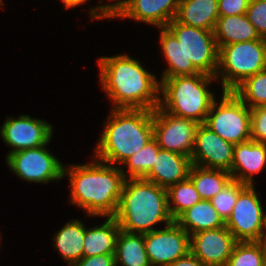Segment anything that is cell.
<instances>
[{
    "label": "cell",
    "instance_id": "25",
    "mask_svg": "<svg viewBox=\"0 0 266 266\" xmlns=\"http://www.w3.org/2000/svg\"><path fill=\"white\" fill-rule=\"evenodd\" d=\"M189 178L198 191L200 198L210 201L232 180V175L226 170L204 168L192 164Z\"/></svg>",
    "mask_w": 266,
    "mask_h": 266
},
{
    "label": "cell",
    "instance_id": "30",
    "mask_svg": "<svg viewBox=\"0 0 266 266\" xmlns=\"http://www.w3.org/2000/svg\"><path fill=\"white\" fill-rule=\"evenodd\" d=\"M247 186L237 180H231L222 191L217 193L210 201L220 217L226 222L237 202L239 193Z\"/></svg>",
    "mask_w": 266,
    "mask_h": 266
},
{
    "label": "cell",
    "instance_id": "7",
    "mask_svg": "<svg viewBox=\"0 0 266 266\" xmlns=\"http://www.w3.org/2000/svg\"><path fill=\"white\" fill-rule=\"evenodd\" d=\"M218 70L223 91H232L244 79L266 69V39L218 46Z\"/></svg>",
    "mask_w": 266,
    "mask_h": 266
},
{
    "label": "cell",
    "instance_id": "37",
    "mask_svg": "<svg viewBox=\"0 0 266 266\" xmlns=\"http://www.w3.org/2000/svg\"><path fill=\"white\" fill-rule=\"evenodd\" d=\"M265 213L266 212H264V215H263V225H262L261 241L266 245V234L264 232V230L266 229V214Z\"/></svg>",
    "mask_w": 266,
    "mask_h": 266
},
{
    "label": "cell",
    "instance_id": "19",
    "mask_svg": "<svg viewBox=\"0 0 266 266\" xmlns=\"http://www.w3.org/2000/svg\"><path fill=\"white\" fill-rule=\"evenodd\" d=\"M219 17L218 0H180L175 19L187 26L213 31Z\"/></svg>",
    "mask_w": 266,
    "mask_h": 266
},
{
    "label": "cell",
    "instance_id": "26",
    "mask_svg": "<svg viewBox=\"0 0 266 266\" xmlns=\"http://www.w3.org/2000/svg\"><path fill=\"white\" fill-rule=\"evenodd\" d=\"M167 195L168 209L174 221L184 211L188 210L201 200L198 191L189 177L186 180L170 186L167 189Z\"/></svg>",
    "mask_w": 266,
    "mask_h": 266
},
{
    "label": "cell",
    "instance_id": "32",
    "mask_svg": "<svg viewBox=\"0 0 266 266\" xmlns=\"http://www.w3.org/2000/svg\"><path fill=\"white\" fill-rule=\"evenodd\" d=\"M251 112V140L266 144V106L253 107Z\"/></svg>",
    "mask_w": 266,
    "mask_h": 266
},
{
    "label": "cell",
    "instance_id": "1",
    "mask_svg": "<svg viewBox=\"0 0 266 266\" xmlns=\"http://www.w3.org/2000/svg\"><path fill=\"white\" fill-rule=\"evenodd\" d=\"M160 29L161 47L168 63L161 78L198 73L216 77L219 49L213 31L187 26L176 19Z\"/></svg>",
    "mask_w": 266,
    "mask_h": 266
},
{
    "label": "cell",
    "instance_id": "31",
    "mask_svg": "<svg viewBox=\"0 0 266 266\" xmlns=\"http://www.w3.org/2000/svg\"><path fill=\"white\" fill-rule=\"evenodd\" d=\"M246 15L260 38L266 39V0H251Z\"/></svg>",
    "mask_w": 266,
    "mask_h": 266
},
{
    "label": "cell",
    "instance_id": "6",
    "mask_svg": "<svg viewBox=\"0 0 266 266\" xmlns=\"http://www.w3.org/2000/svg\"><path fill=\"white\" fill-rule=\"evenodd\" d=\"M216 77L198 73L195 75L161 78L159 106L166 112L204 124L209 110L216 100L207 88ZM162 93V94H161Z\"/></svg>",
    "mask_w": 266,
    "mask_h": 266
},
{
    "label": "cell",
    "instance_id": "17",
    "mask_svg": "<svg viewBox=\"0 0 266 266\" xmlns=\"http://www.w3.org/2000/svg\"><path fill=\"white\" fill-rule=\"evenodd\" d=\"M266 166V144L249 140L234 145L233 162L229 173L233 180L254 185L253 175Z\"/></svg>",
    "mask_w": 266,
    "mask_h": 266
},
{
    "label": "cell",
    "instance_id": "9",
    "mask_svg": "<svg viewBox=\"0 0 266 266\" xmlns=\"http://www.w3.org/2000/svg\"><path fill=\"white\" fill-rule=\"evenodd\" d=\"M179 3L180 0H121L90 8V15L93 19L133 18L163 28L175 19Z\"/></svg>",
    "mask_w": 266,
    "mask_h": 266
},
{
    "label": "cell",
    "instance_id": "24",
    "mask_svg": "<svg viewBox=\"0 0 266 266\" xmlns=\"http://www.w3.org/2000/svg\"><path fill=\"white\" fill-rule=\"evenodd\" d=\"M84 237L85 226L78 219L67 222L54 236V246L69 266L83 258Z\"/></svg>",
    "mask_w": 266,
    "mask_h": 266
},
{
    "label": "cell",
    "instance_id": "13",
    "mask_svg": "<svg viewBox=\"0 0 266 266\" xmlns=\"http://www.w3.org/2000/svg\"><path fill=\"white\" fill-rule=\"evenodd\" d=\"M144 240L151 266H169L190 251V235L175 221L144 233Z\"/></svg>",
    "mask_w": 266,
    "mask_h": 266
},
{
    "label": "cell",
    "instance_id": "35",
    "mask_svg": "<svg viewBox=\"0 0 266 266\" xmlns=\"http://www.w3.org/2000/svg\"><path fill=\"white\" fill-rule=\"evenodd\" d=\"M169 266H206L190 251L183 257H180Z\"/></svg>",
    "mask_w": 266,
    "mask_h": 266
},
{
    "label": "cell",
    "instance_id": "16",
    "mask_svg": "<svg viewBox=\"0 0 266 266\" xmlns=\"http://www.w3.org/2000/svg\"><path fill=\"white\" fill-rule=\"evenodd\" d=\"M238 241L226 226L190 235V252L206 266H226Z\"/></svg>",
    "mask_w": 266,
    "mask_h": 266
},
{
    "label": "cell",
    "instance_id": "28",
    "mask_svg": "<svg viewBox=\"0 0 266 266\" xmlns=\"http://www.w3.org/2000/svg\"><path fill=\"white\" fill-rule=\"evenodd\" d=\"M226 266H266V245L262 241L237 242Z\"/></svg>",
    "mask_w": 266,
    "mask_h": 266
},
{
    "label": "cell",
    "instance_id": "4",
    "mask_svg": "<svg viewBox=\"0 0 266 266\" xmlns=\"http://www.w3.org/2000/svg\"><path fill=\"white\" fill-rule=\"evenodd\" d=\"M99 138L96 159L122 166L153 138V110L112 108Z\"/></svg>",
    "mask_w": 266,
    "mask_h": 266
},
{
    "label": "cell",
    "instance_id": "12",
    "mask_svg": "<svg viewBox=\"0 0 266 266\" xmlns=\"http://www.w3.org/2000/svg\"><path fill=\"white\" fill-rule=\"evenodd\" d=\"M263 215L254 185H247L239 193L225 226L238 242L261 241Z\"/></svg>",
    "mask_w": 266,
    "mask_h": 266
},
{
    "label": "cell",
    "instance_id": "29",
    "mask_svg": "<svg viewBox=\"0 0 266 266\" xmlns=\"http://www.w3.org/2000/svg\"><path fill=\"white\" fill-rule=\"evenodd\" d=\"M160 149L154 138L149 140L139 152L123 162L122 165L129 168V174L123 173L124 178H144L151 171Z\"/></svg>",
    "mask_w": 266,
    "mask_h": 266
},
{
    "label": "cell",
    "instance_id": "20",
    "mask_svg": "<svg viewBox=\"0 0 266 266\" xmlns=\"http://www.w3.org/2000/svg\"><path fill=\"white\" fill-rule=\"evenodd\" d=\"M213 34L217 46L261 39L246 14L220 16L216 21Z\"/></svg>",
    "mask_w": 266,
    "mask_h": 266
},
{
    "label": "cell",
    "instance_id": "3",
    "mask_svg": "<svg viewBox=\"0 0 266 266\" xmlns=\"http://www.w3.org/2000/svg\"><path fill=\"white\" fill-rule=\"evenodd\" d=\"M123 169L97 159L85 165L64 166V176L70 179L71 203L91 216H115L125 180Z\"/></svg>",
    "mask_w": 266,
    "mask_h": 266
},
{
    "label": "cell",
    "instance_id": "15",
    "mask_svg": "<svg viewBox=\"0 0 266 266\" xmlns=\"http://www.w3.org/2000/svg\"><path fill=\"white\" fill-rule=\"evenodd\" d=\"M234 144L225 141L204 124H199L194 139L191 162L204 168L230 171Z\"/></svg>",
    "mask_w": 266,
    "mask_h": 266
},
{
    "label": "cell",
    "instance_id": "27",
    "mask_svg": "<svg viewBox=\"0 0 266 266\" xmlns=\"http://www.w3.org/2000/svg\"><path fill=\"white\" fill-rule=\"evenodd\" d=\"M232 92L251 109L266 106V69L244 79Z\"/></svg>",
    "mask_w": 266,
    "mask_h": 266
},
{
    "label": "cell",
    "instance_id": "36",
    "mask_svg": "<svg viewBox=\"0 0 266 266\" xmlns=\"http://www.w3.org/2000/svg\"><path fill=\"white\" fill-rule=\"evenodd\" d=\"M61 1L63 2L66 9H70L78 5H82L88 0H61Z\"/></svg>",
    "mask_w": 266,
    "mask_h": 266
},
{
    "label": "cell",
    "instance_id": "5",
    "mask_svg": "<svg viewBox=\"0 0 266 266\" xmlns=\"http://www.w3.org/2000/svg\"><path fill=\"white\" fill-rule=\"evenodd\" d=\"M120 229L130 233L152 232L157 223L174 220L168 209L167 189L144 178H127L115 214Z\"/></svg>",
    "mask_w": 266,
    "mask_h": 266
},
{
    "label": "cell",
    "instance_id": "10",
    "mask_svg": "<svg viewBox=\"0 0 266 266\" xmlns=\"http://www.w3.org/2000/svg\"><path fill=\"white\" fill-rule=\"evenodd\" d=\"M46 145L8 154V167L27 182L48 183L62 179L64 166L45 148Z\"/></svg>",
    "mask_w": 266,
    "mask_h": 266
},
{
    "label": "cell",
    "instance_id": "2",
    "mask_svg": "<svg viewBox=\"0 0 266 266\" xmlns=\"http://www.w3.org/2000/svg\"><path fill=\"white\" fill-rule=\"evenodd\" d=\"M100 83L114 108L154 110L160 103V82L127 54L98 59Z\"/></svg>",
    "mask_w": 266,
    "mask_h": 266
},
{
    "label": "cell",
    "instance_id": "21",
    "mask_svg": "<svg viewBox=\"0 0 266 266\" xmlns=\"http://www.w3.org/2000/svg\"><path fill=\"white\" fill-rule=\"evenodd\" d=\"M120 226L114 216L100 226L85 228L83 257L101 254H114Z\"/></svg>",
    "mask_w": 266,
    "mask_h": 266
},
{
    "label": "cell",
    "instance_id": "14",
    "mask_svg": "<svg viewBox=\"0 0 266 266\" xmlns=\"http://www.w3.org/2000/svg\"><path fill=\"white\" fill-rule=\"evenodd\" d=\"M53 127L45 120L20 115L19 118L8 117L1 126L3 141L13 147L10 153L25 149L38 148L51 141Z\"/></svg>",
    "mask_w": 266,
    "mask_h": 266
},
{
    "label": "cell",
    "instance_id": "33",
    "mask_svg": "<svg viewBox=\"0 0 266 266\" xmlns=\"http://www.w3.org/2000/svg\"><path fill=\"white\" fill-rule=\"evenodd\" d=\"M251 0H218L220 16H233L246 14Z\"/></svg>",
    "mask_w": 266,
    "mask_h": 266
},
{
    "label": "cell",
    "instance_id": "18",
    "mask_svg": "<svg viewBox=\"0 0 266 266\" xmlns=\"http://www.w3.org/2000/svg\"><path fill=\"white\" fill-rule=\"evenodd\" d=\"M192 166L191 158L173 151L160 149L151 171L144 177L158 186H170L186 180Z\"/></svg>",
    "mask_w": 266,
    "mask_h": 266
},
{
    "label": "cell",
    "instance_id": "8",
    "mask_svg": "<svg viewBox=\"0 0 266 266\" xmlns=\"http://www.w3.org/2000/svg\"><path fill=\"white\" fill-rule=\"evenodd\" d=\"M222 93L221 102H213L204 125L234 145L251 140L250 108L232 91Z\"/></svg>",
    "mask_w": 266,
    "mask_h": 266
},
{
    "label": "cell",
    "instance_id": "23",
    "mask_svg": "<svg viewBox=\"0 0 266 266\" xmlns=\"http://www.w3.org/2000/svg\"><path fill=\"white\" fill-rule=\"evenodd\" d=\"M114 259L115 266H151L145 250L144 234L120 229Z\"/></svg>",
    "mask_w": 266,
    "mask_h": 266
},
{
    "label": "cell",
    "instance_id": "11",
    "mask_svg": "<svg viewBox=\"0 0 266 266\" xmlns=\"http://www.w3.org/2000/svg\"><path fill=\"white\" fill-rule=\"evenodd\" d=\"M198 123L177 117L160 106L153 110V138L161 149L191 157Z\"/></svg>",
    "mask_w": 266,
    "mask_h": 266
},
{
    "label": "cell",
    "instance_id": "22",
    "mask_svg": "<svg viewBox=\"0 0 266 266\" xmlns=\"http://www.w3.org/2000/svg\"><path fill=\"white\" fill-rule=\"evenodd\" d=\"M175 222L189 235L225 226V222L213 207L211 201L203 199L184 211Z\"/></svg>",
    "mask_w": 266,
    "mask_h": 266
},
{
    "label": "cell",
    "instance_id": "34",
    "mask_svg": "<svg viewBox=\"0 0 266 266\" xmlns=\"http://www.w3.org/2000/svg\"><path fill=\"white\" fill-rule=\"evenodd\" d=\"M71 266H115L114 254L83 257Z\"/></svg>",
    "mask_w": 266,
    "mask_h": 266
}]
</instances>
